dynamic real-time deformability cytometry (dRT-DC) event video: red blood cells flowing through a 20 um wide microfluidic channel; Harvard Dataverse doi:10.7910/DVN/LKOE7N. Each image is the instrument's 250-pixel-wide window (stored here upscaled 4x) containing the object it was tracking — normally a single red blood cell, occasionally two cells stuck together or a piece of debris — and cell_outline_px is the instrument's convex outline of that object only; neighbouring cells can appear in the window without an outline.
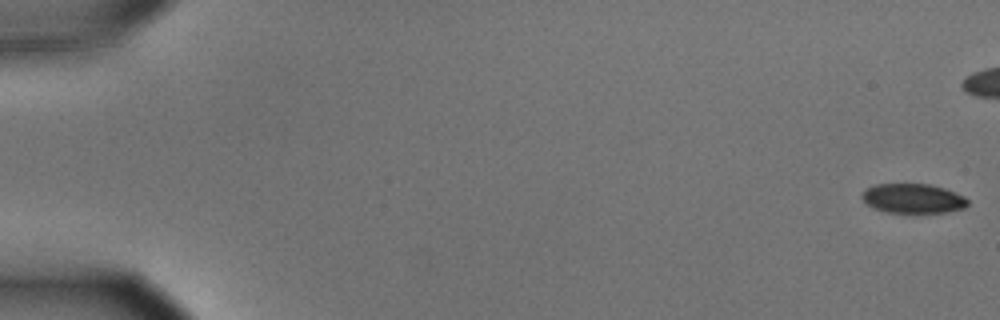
{"species": "common noctule bat (a hibernating species)", "species_latin": "Nyctalus noctula", "temperature_condition": "cold", "stored_images_in_passage": 58, "camera_frame_rate_fps": 3000, "um_per_image_px": 0.085, "animal": {"sex": "male", "body_mass_g": 15.6}, "frame": {"image": 1, "passage_image": 1, "time_ms": 0.0, "image_size_px": [1000, 320], "cell_outline_px": [[968, 204], [964, 208], [948, 212], [912, 216], [888, 212], [872, 208], [860, 196], [860, 192], [864, 188], [876, 184], [928, 184], [944, 188], [964, 196], [968, 200]], "centroid_in_image_um": [77.58, 16.92], "position_along_channel_um": 7.4, "area_um2": 19.07}}
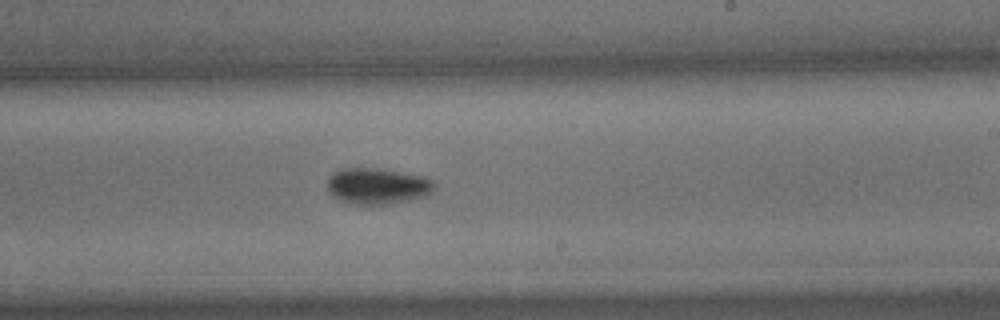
{"frame": {"image": 2, "passage_image": 35, "time_ms": 11.333, "image_size_px": [1000, 320], "cell_outline_px": [[436, 184], [432, 192], [428, 196], [388, 204], [352, 204], [340, 200], [332, 196], [328, 192], [328, 180], [332, 172], [340, 168], [376, 168], [424, 176], [432, 180]], "centroid_in_image_um": [32.08, 15.81], "position_along_channel_um": 256.9, "area_um2": 22.66}}
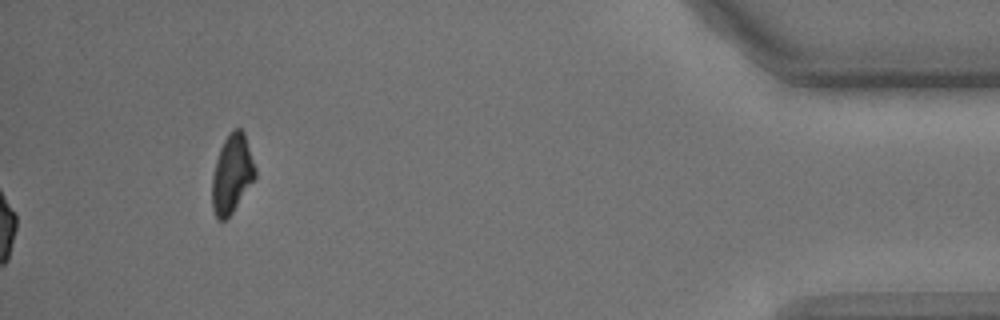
{"frame": {"image": 3, "passage_image": 58, "time_ms": 19.0, "image_size_px": [1000, 320], "cell_outline_px": [[256, 176], [232, 212], [224, 220], [216, 220], [212, 208], [212, 176], [216, 160], [220, 148], [224, 140], [236, 128], [240, 128], [244, 132], [256, 168]], "centroid_in_image_um": [19.7, 14.8], "position_along_channel_um": 415.5, "area_um2": 19.48}, "authors_computed_cell_mechanics": {"area_um2": 21.0103, "velocity_mm_per_s": 3.5975, "shape_relaxation_time_tau1_ms": 2.3902, "shape_relaxation_time_tau2_ms": null, "deformation_change_tau1": 0.1045, "deformation_change_tau2": null}}